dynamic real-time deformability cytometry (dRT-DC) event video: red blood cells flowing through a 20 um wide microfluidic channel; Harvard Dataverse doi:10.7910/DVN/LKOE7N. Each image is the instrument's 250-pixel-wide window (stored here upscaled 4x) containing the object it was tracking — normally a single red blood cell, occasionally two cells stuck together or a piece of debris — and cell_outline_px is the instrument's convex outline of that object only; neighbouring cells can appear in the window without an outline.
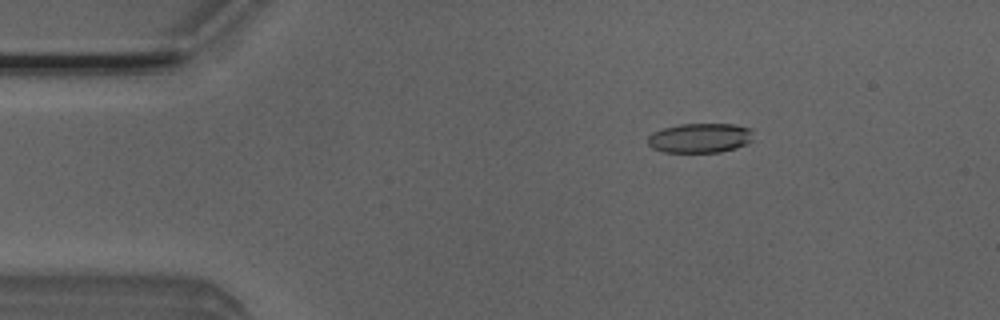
{"species": "Egyptian fruit bat (a non-hibernating species)", "species_latin": "Rousettus aegyptiacus", "temperature_condition": "room temperature", "stored_images_in_passage": 8, "camera_frame_rate_fps": 3000, "um_per_image_px": 0.085, "animal": {"sex": "male"}, "frame": {"image": 1, "passage_image": 2, "time_ms": 0.333, "image_size_px": [1000, 320], "cell_outline_px": [[752, 140], [748, 144], [736, 148], [720, 152], [664, 152], [652, 148], [648, 144], [648, 136], [652, 132], [664, 128], [680, 124], [736, 124], [752, 128]], "centroid_in_image_um": [59.53, 11.72], "position_along_channel_um": 25.5, "area_um2": 18.38}}